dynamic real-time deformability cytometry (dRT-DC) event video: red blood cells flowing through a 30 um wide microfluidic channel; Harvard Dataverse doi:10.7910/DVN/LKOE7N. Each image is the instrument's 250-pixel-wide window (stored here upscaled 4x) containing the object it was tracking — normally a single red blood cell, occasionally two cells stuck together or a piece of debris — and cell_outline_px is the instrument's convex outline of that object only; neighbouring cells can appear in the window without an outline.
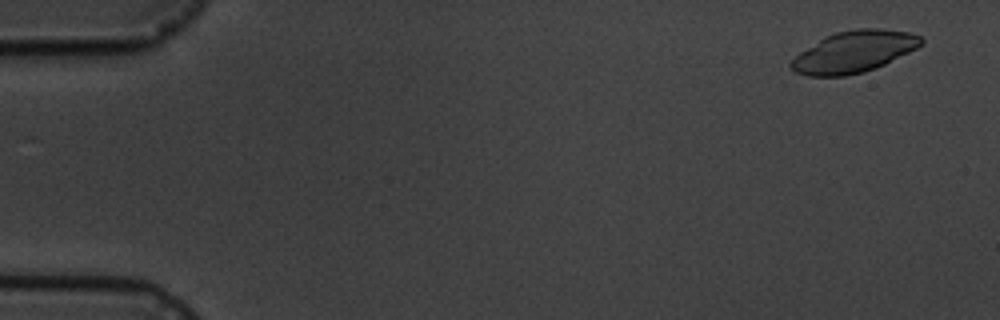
{"species": "common noctule bat (a hibernating species)", "species_latin": "Nyctalus noctula", "temperature_condition": "cold", "stored_images_in_passage": 5, "camera_frame_rate_fps": 3000, "um_per_image_px": 0.085, "animal": {"sex": "male", "body_mass_g": 19.5, "forearm_length_mm": 54.6}, "frame": {"image": 1, "passage_image": 1, "time_ms": 0.0, "image_size_px": [1000, 320], "cell_outline_px": [[924, 44], [876, 68], [864, 72], [844, 76], [808, 76], [796, 72], [788, 64], [800, 52], [824, 36], [836, 32], [856, 28], [880, 28], [908, 32], [920, 36], [924, 40]], "centroid_in_image_um": [72.58, 4.39], "position_along_channel_um": 12.4, "area_um2": 31.39}}